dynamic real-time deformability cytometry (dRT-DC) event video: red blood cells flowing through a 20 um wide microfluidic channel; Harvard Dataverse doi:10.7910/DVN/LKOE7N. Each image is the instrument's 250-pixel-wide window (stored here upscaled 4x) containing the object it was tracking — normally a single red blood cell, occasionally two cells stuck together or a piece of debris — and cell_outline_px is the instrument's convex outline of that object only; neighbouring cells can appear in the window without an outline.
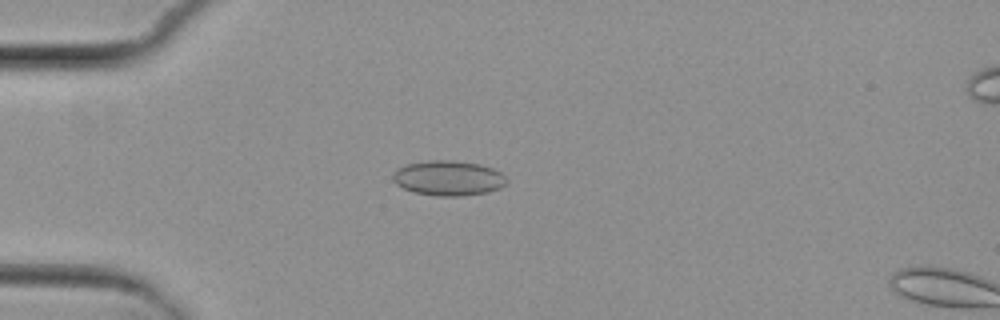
{"species": "common noctule bat (a hibernating species)", "species_latin": "Nyctalus noctula", "temperature_condition": "cold", "stored_images_in_passage": 3, "camera_frame_rate_fps": 3000, "um_per_image_px": 0.085, "animal": {"sex": "female", "body_mass_g": 29.2, "forearm_length_mm": 56.3}, "frame": {"image": 1, "passage_image": 2, "time_ms": 1.333, "image_size_px": [1000, 320], "cell_outline_px": [[508, 180], [500, 188], [488, 192], [460, 196], [436, 196], [412, 192], [396, 184], [392, 180], [392, 176], [396, 168], [408, 164], [428, 160], [452, 160], [480, 164], [492, 168], [500, 172]], "centroid_in_image_um": [38.09, 15.14], "position_along_channel_um": 46.9, "area_um2": 23.29}}